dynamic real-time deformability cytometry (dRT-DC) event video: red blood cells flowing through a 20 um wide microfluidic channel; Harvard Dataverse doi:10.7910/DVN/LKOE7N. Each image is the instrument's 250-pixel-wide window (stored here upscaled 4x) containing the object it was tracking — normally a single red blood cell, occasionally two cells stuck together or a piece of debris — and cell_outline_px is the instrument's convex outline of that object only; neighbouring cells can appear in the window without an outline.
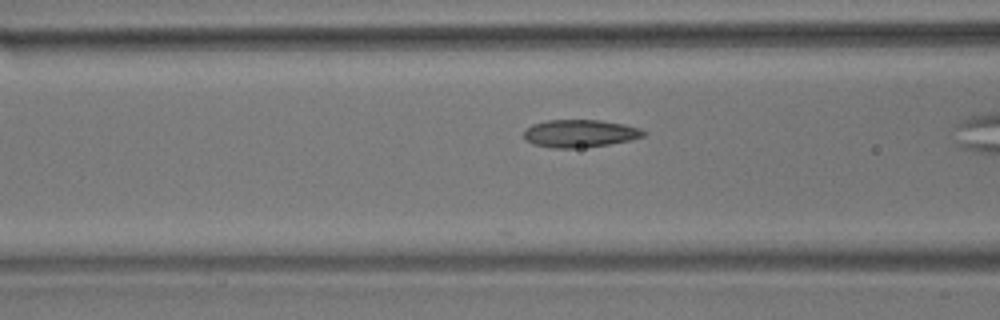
{"species": "common noctule bat (a hibernating species)", "species_latin": "Nyctalus noctula", "temperature_condition": "room temperature", "stored_images_in_passage": 30, "camera_frame_rate_fps": 3000, "um_per_image_px": 0.085, "animal": {"sex": "male", "body_mass_g": 17.9}, "frame": {"image": 1, "passage_image": 7, "time_ms": 2.0, "image_size_px": [1000, 320], "cell_outline_px": [[648, 132], [644, 136], [628, 140], [608, 144], [572, 148], [552, 148], [532, 144], [524, 140], [524, 132], [532, 124], [548, 120], [600, 120], [624, 124], [640, 128]], "centroid_in_image_um": [49.27, 11.34], "position_along_channel_um": 117.3, "area_um2": 19.19}}
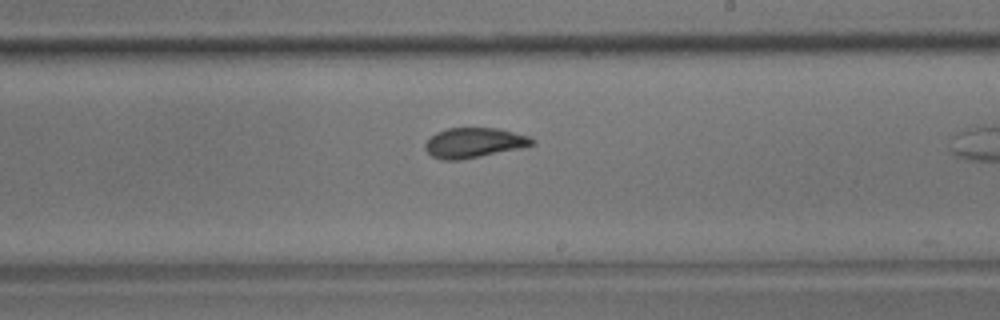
{"frame": {"image": 2, "passage_image": 18, "time_ms": 5.667, "image_size_px": [1000, 320], "cell_outline_px": [[536, 144], [520, 148], [460, 160], [440, 160], [432, 156], [424, 148], [424, 144], [436, 132], [448, 128], [500, 128], [528, 136], [536, 140]], "centroid_in_image_um": [40.3, 12.13], "position_along_channel_um": 248.7, "area_um2": 18.67}}
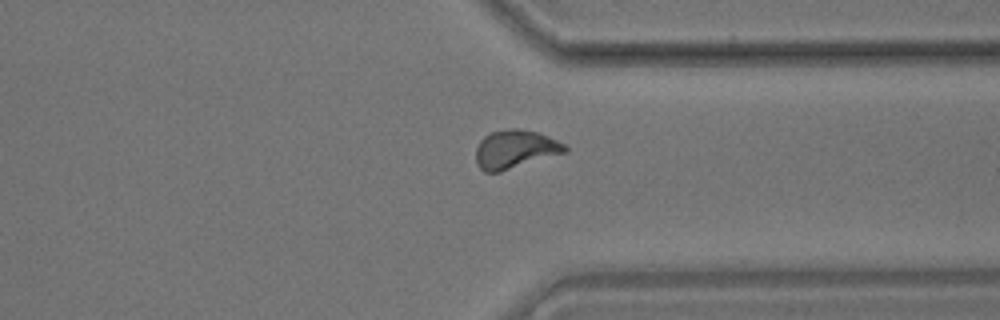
{"frame": {"image": 3, "passage_image": 28, "time_ms": 9.0, "image_size_px": [1000, 320], "cell_outline_px": [[568, 152], [500, 172], [484, 172], [476, 164], [476, 148], [480, 140], [484, 136], [492, 132], [508, 128], [516, 128], [536, 132], [548, 136], [564, 144], [568, 148]], "centroid_in_image_um": [43.78, 12.7], "position_along_channel_um": 367.6, "area_um2": 20.06}}